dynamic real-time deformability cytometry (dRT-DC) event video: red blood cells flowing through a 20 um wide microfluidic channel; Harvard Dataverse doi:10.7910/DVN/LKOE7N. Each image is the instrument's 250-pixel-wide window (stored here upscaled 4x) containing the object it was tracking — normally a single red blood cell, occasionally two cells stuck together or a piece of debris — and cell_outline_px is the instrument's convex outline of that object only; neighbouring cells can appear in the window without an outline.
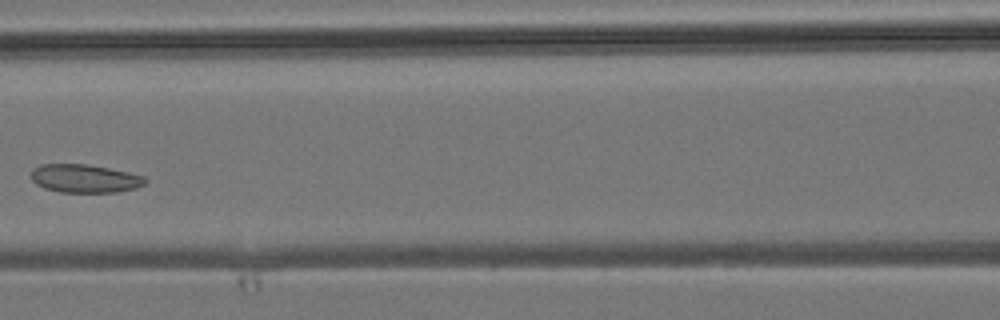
{"species": "common noctule bat (a hibernating species)", "species_latin": "Nyctalus noctula", "temperature_condition": "room temperature", "stored_images_in_passage": 4, "camera_frame_rate_fps": 3000, "um_per_image_px": 0.085, "animal": {"sex": "male", "body_mass_g": 19.2, "forearm_length_mm": 51.8}, "frame": {"image": 1, "passage_image": 4, "time_ms": 3.333, "image_size_px": [1000, 320], "cell_outline_px": [[148, 180], [144, 184], [136, 188], [116, 192], [60, 192], [44, 188], [36, 184], [32, 180], [32, 168], [40, 164], [88, 164], [128, 172], [144, 176]], "centroid_in_image_um": [7.2, 15.17], "position_along_channel_um": 159.4, "area_um2": 18.84}}